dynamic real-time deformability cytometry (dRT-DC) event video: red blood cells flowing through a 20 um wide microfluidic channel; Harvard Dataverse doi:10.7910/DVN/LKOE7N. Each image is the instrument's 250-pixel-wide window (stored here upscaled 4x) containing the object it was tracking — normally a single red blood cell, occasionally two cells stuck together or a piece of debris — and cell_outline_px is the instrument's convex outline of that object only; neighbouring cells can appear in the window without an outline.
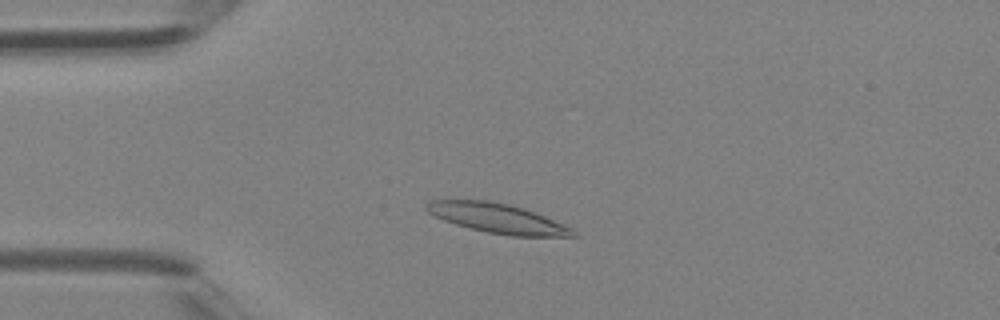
{"species": "Egyptian fruit bat (a non-hibernating species)", "species_latin": "Rousettus aegyptiacus", "temperature_condition": "room temperature", "stored_images_in_passage": 36, "camera_frame_rate_fps": 3000, "um_per_image_px": 0.085, "animal": {"sex": "female"}, "frame": {"image": 1, "passage_image": 6, "time_ms": 1.667, "image_size_px": [1000, 320], "cell_outline_px": [[580, 236], [512, 236], [488, 232], [456, 224], [444, 220], [428, 212], [424, 208], [424, 204], [432, 200], [488, 200], [512, 204], [536, 212], [564, 224], [572, 228]], "centroid_in_image_um": [42.32, 18.54], "position_along_channel_um": 42.7, "area_um2": 25.26}}
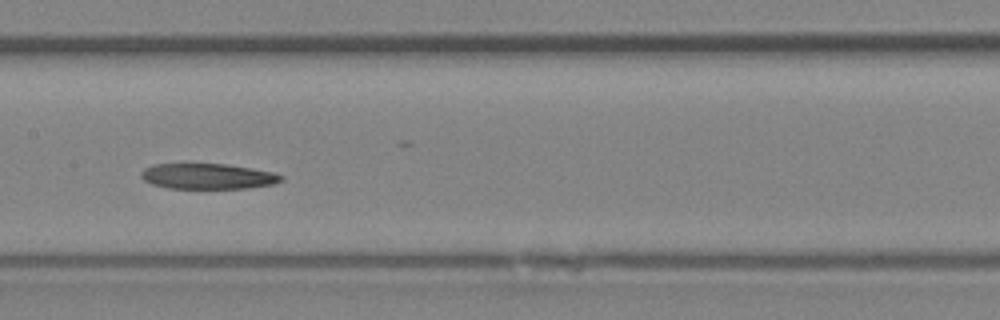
{"frame": {"image": 2, "passage_image": 16, "time_ms": 5.0, "image_size_px": [1000, 320], "cell_outline_px": [[284, 180], [272, 184], [248, 188], [168, 188], [152, 184], [144, 180], [140, 176], [140, 172], [144, 168], [156, 164], [224, 164], [252, 168], [272, 172], [284, 176]], "centroid_in_image_um": [17.66, 14.98], "position_along_channel_um": 189.7, "area_um2": 20.75}}
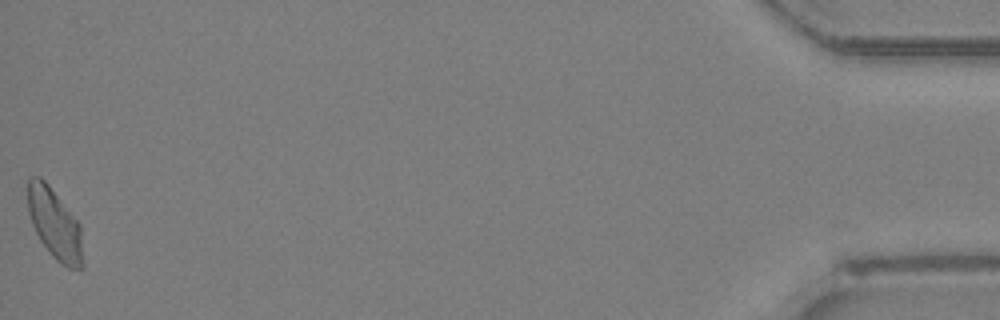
{"frame": {"image": 3, "passage_image": 36, "time_ms": 11.667, "image_size_px": [1000, 320], "cell_outline_px": [[84, 268], [68, 268], [60, 264], [52, 256], [40, 240], [32, 224], [28, 212], [28, 176], [40, 176], [48, 184], [80, 224], [84, 264]], "centroid_in_image_um": [4.66, 19.06], "position_along_channel_um": 430.5, "area_um2": 22.72}}